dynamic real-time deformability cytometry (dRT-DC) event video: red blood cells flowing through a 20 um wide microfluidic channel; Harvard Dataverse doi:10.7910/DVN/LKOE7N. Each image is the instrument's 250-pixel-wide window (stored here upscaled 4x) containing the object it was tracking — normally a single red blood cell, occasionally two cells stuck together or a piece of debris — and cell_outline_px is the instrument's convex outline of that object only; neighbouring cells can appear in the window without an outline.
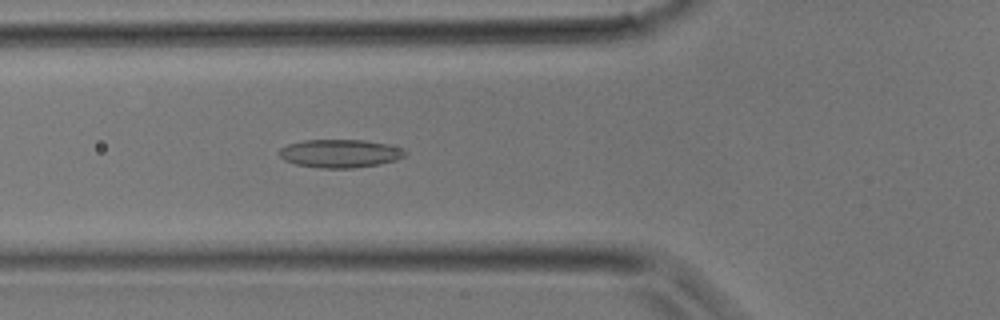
{"species": "common noctule bat (a hibernating species)", "species_latin": "Nyctalus noctula", "temperature_condition": "room temperature", "stored_images_in_passage": 32, "camera_frame_rate_fps": 3000, "um_per_image_px": 0.085, "animal": {"sex": "male", "body_mass_g": 17.9}, "frame": {"image": 1, "passage_image": 9, "time_ms": 2.667, "image_size_px": [1000, 320], "cell_outline_px": [[408, 152], [404, 156], [396, 160], [380, 164], [352, 168], [320, 168], [296, 164], [284, 160], [276, 152], [280, 148], [288, 144], [304, 140], [364, 140], [388, 144], [404, 148]], "centroid_in_image_um": [28.91, 13.04], "position_along_channel_um": 96.9, "area_um2": 20.87}}
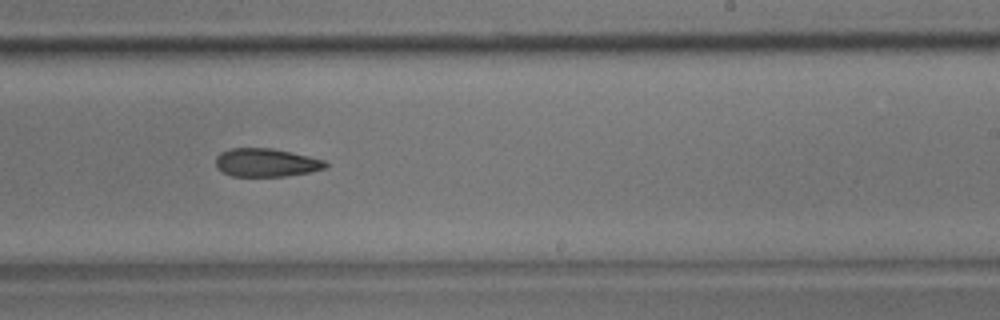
{"frame": {"image": 2, "passage_image": 18, "time_ms": 5.667, "image_size_px": [1000, 320], "cell_outline_px": [[328, 168], [308, 172], [284, 176], [232, 176], [216, 168], [216, 156], [220, 152], [232, 148], [272, 148], [292, 152], [324, 160], [328, 164]], "centroid_in_image_um": [22.62, 13.81], "position_along_channel_um": 266.4, "area_um2": 18.09}}
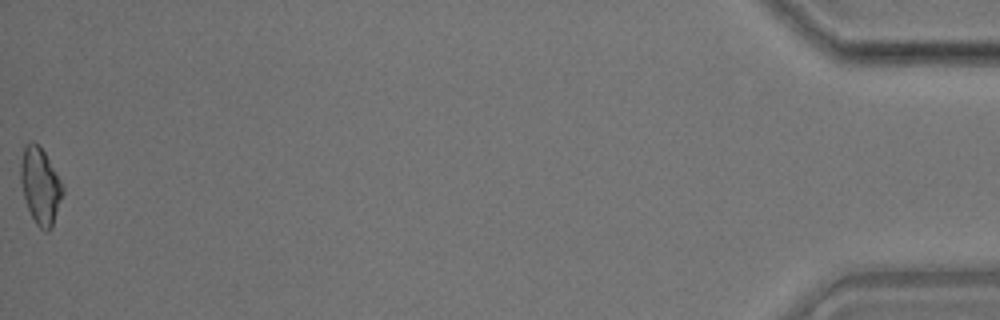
{"frame": {"image": 3, "passage_image": 32, "time_ms": 10.333, "image_size_px": [1000, 320], "cell_outline_px": [[64, 192], [52, 224], [48, 232], [44, 232], [36, 224], [28, 208], [24, 196], [20, 180], [20, 164], [24, 144], [32, 140], [44, 152], [60, 180], [64, 188]], "centroid_in_image_um": [3.41, 15.79], "position_along_channel_um": 431.8, "area_um2": 18.44}}